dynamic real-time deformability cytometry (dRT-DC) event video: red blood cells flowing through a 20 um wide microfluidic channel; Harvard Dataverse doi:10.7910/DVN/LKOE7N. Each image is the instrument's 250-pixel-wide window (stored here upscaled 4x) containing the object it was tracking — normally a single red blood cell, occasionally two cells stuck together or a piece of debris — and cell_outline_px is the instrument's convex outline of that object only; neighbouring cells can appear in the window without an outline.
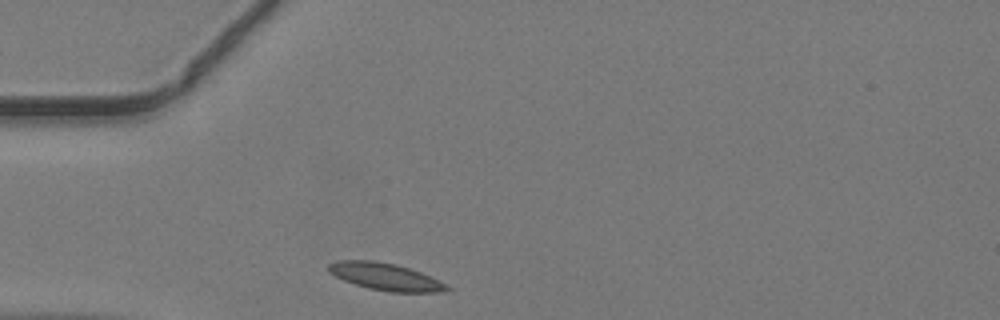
{"species": "common noctule bat (a hibernating species)", "species_latin": "Nyctalus noctula", "temperature_condition": "warm", "stored_images_in_passage": 35, "camera_frame_rate_fps": 3000, "um_per_image_px": 0.085, "animal": {"sex": "male", "body_mass_g": 19.2, "forearm_length_mm": 51.8}, "frame": {"image": 1, "passage_image": 1, "time_ms": 0.0, "image_size_px": [1000, 320], "cell_outline_px": [[452, 288], [444, 292], [388, 292], [368, 288], [344, 280], [328, 272], [328, 264], [336, 260], [376, 260], [396, 264], [420, 272], [448, 284]], "centroid_in_image_um": [32.78, 23.51], "position_along_channel_um": 52.2, "area_um2": 18.84}}
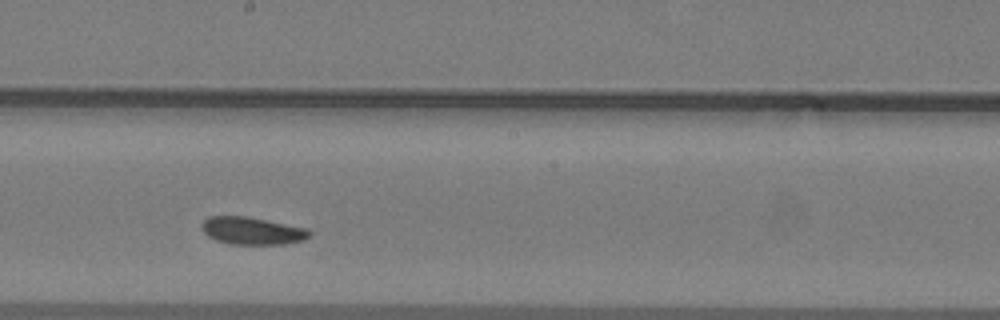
{"frame": {"image": 2, "passage_image": 14, "time_ms": 4.333, "image_size_px": [1000, 320], "cell_outline_px": [[312, 236], [304, 240], [284, 244], [232, 244], [216, 240], [208, 236], [200, 228], [200, 224], [208, 216], [248, 216], [308, 228], [312, 232]], "centroid_in_image_um": [21.45, 19.61], "position_along_channel_um": 226.7, "area_um2": 17.51}}
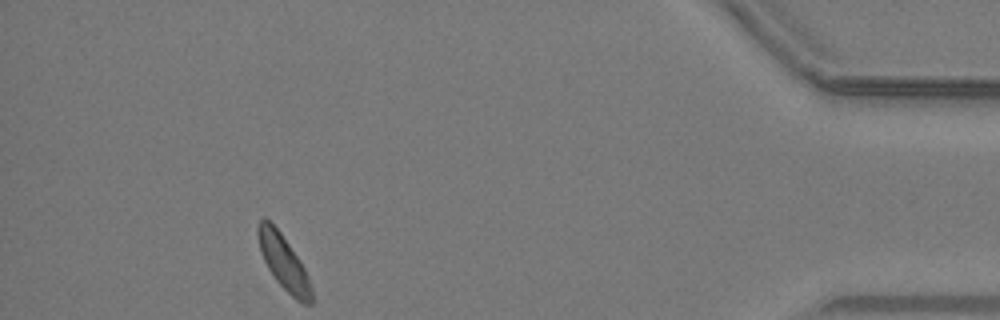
{"frame": {"image": 3, "passage_image": 31, "time_ms": 10.0, "image_size_px": [1000, 320], "cell_outline_px": [[316, 300], [312, 304], [304, 304], [296, 300], [276, 280], [268, 268], [260, 252], [256, 236], [256, 224], [264, 216], [280, 232], [300, 260], [308, 276]], "centroid_in_image_um": [24.12, 22.31], "position_along_channel_um": 411.1, "area_um2": 17.28}}